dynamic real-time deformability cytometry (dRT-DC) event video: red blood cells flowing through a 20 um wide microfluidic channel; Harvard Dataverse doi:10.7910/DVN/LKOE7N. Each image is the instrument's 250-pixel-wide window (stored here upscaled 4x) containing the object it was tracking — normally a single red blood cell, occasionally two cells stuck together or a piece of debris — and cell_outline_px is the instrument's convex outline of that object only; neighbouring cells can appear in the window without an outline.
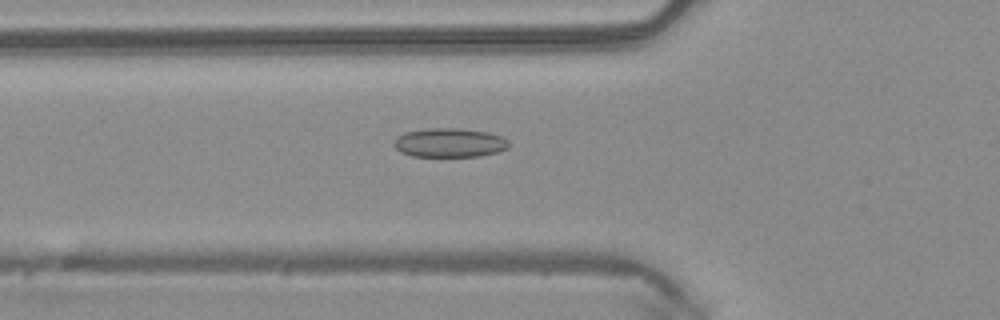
{"species": "common noctule bat (a hibernating species)", "species_latin": "Nyctalus noctula", "temperature_condition": "warm", "stored_images_in_passage": 46, "camera_frame_rate_fps": 3000, "um_per_image_px": 0.085, "animal": {"sex": "male", "body_mass_g": 20.4}, "frame": {"image": 1, "passage_image": 14, "time_ms": 4.333, "image_size_px": [1000, 320], "cell_outline_px": [[508, 148], [496, 152], [480, 156], [412, 156], [400, 152], [392, 144], [396, 136], [404, 132], [428, 128], [460, 128], [488, 132], [500, 136], [508, 140]], "centroid_in_image_um": [38.16, 12.12], "position_along_channel_um": 87.6, "area_um2": 19.54}}
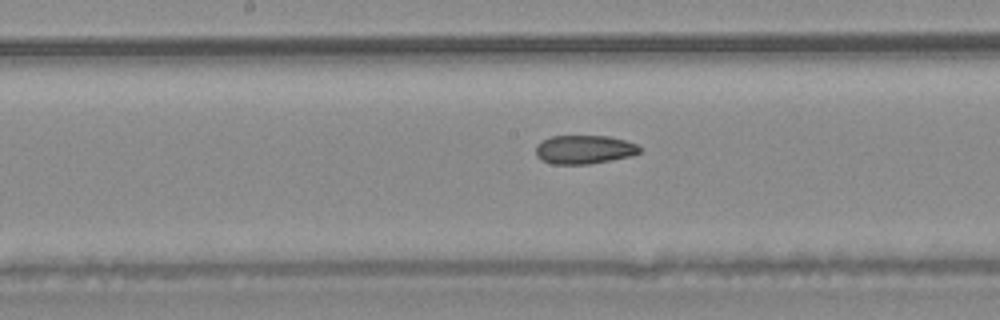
{"frame": {"image": 2, "passage_image": 22, "time_ms": 7.0, "image_size_px": [1000, 320], "cell_outline_px": [[640, 152], [632, 156], [588, 164], [552, 164], [540, 160], [536, 156], [536, 144], [552, 136], [608, 136], [624, 140], [636, 144], [640, 148]], "centroid_in_image_um": [49.63, 12.71], "position_along_channel_um": 198.6, "area_um2": 17.34}}
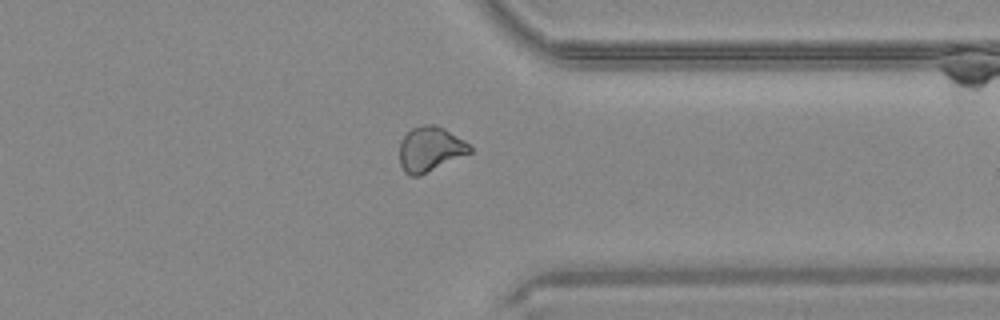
{"frame": {"image": 3, "passage_image": 35, "time_ms": 11.333, "image_size_px": [1000, 320], "cell_outline_px": [[472, 152], [420, 176], [408, 176], [404, 172], [400, 164], [400, 140], [412, 128], [424, 124], [436, 124], [444, 128], [464, 140], [472, 148]], "centroid_in_image_um": [36.55, 12.68], "position_along_channel_um": 374.8, "area_um2": 18.5}, "authors_computed_cell_mechanics": {"area_um2": 18.5827, "velocity_mm_per_s": 4.1331, "shape_relaxation_time_tau1_ms": null, "shape_relaxation_time_tau2_ms": 4.6102, "deformation_change_tau1": null, "deformation_change_tau2": 0.121}}